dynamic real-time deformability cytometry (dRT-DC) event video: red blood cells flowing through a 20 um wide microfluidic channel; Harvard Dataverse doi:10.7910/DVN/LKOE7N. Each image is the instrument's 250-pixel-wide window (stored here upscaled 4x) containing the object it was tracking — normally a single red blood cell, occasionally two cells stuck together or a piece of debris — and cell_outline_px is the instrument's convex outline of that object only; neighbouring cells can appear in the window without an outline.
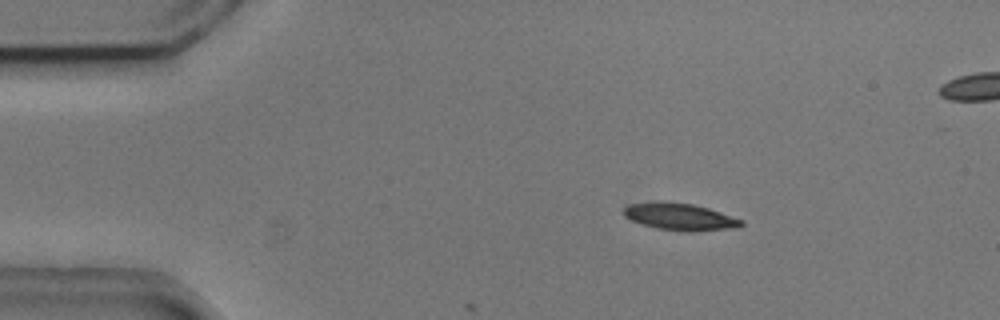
{"species": "common noctule bat (a hibernating species)", "species_latin": "Nyctalus noctula", "temperature_condition": "cold", "stored_images_in_passage": 5, "camera_frame_rate_fps": 3000, "um_per_image_px": 0.085, "animal": {"sex": "male", "body_mass_g": 20.5, "forearm_length_mm": 52.5}, "frame": {"image": 1, "passage_image": 2, "time_ms": 0.333, "image_size_px": [1000, 320], "cell_outline_px": [[744, 224], [740, 228], [692, 232], [688, 232], [656, 228], [632, 220], [624, 216], [624, 208], [628, 204], [692, 204], [708, 208], [744, 220]], "centroid_in_image_um": [57.92, 18.48], "position_along_channel_um": 27.1, "area_um2": 17.86}}